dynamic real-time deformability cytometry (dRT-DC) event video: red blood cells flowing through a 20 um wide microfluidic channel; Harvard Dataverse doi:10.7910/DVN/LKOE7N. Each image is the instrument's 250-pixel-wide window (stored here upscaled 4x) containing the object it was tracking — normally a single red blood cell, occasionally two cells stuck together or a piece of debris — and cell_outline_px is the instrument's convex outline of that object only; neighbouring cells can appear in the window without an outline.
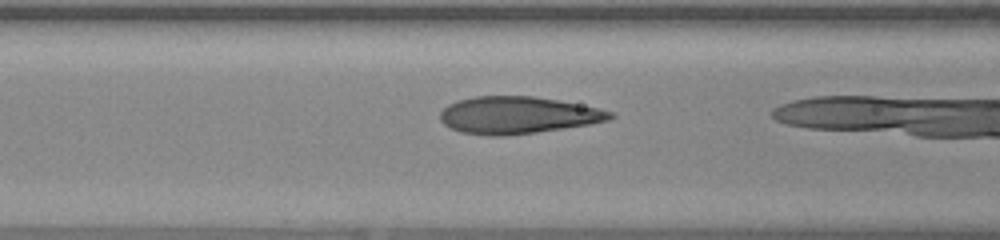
{"species": "human", "species_latin": "Homo sapiens", "temperature_condition": "warm", "stored_images_in_passage": 5, "camera_frame_rate_fps": 3000, "um_per_image_px": 0.085, "donor": {"sex": "female"}, "frame": {"image": 1, "passage_image": 3, "time_ms": 0.667, "image_size_px": [1000, 240], "cell_outline_px": [[616, 116], [608, 120], [588, 124], [564, 128], [536, 132], [504, 136], [488, 136], [460, 132], [444, 124], [440, 120], [440, 112], [448, 104], [456, 100], [476, 96], [532, 96], [556, 100], [600, 108], [612, 112]], "centroid_in_image_um": [43.97, 9.79], "position_along_channel_um": 122.6, "area_um2": 36.7}}